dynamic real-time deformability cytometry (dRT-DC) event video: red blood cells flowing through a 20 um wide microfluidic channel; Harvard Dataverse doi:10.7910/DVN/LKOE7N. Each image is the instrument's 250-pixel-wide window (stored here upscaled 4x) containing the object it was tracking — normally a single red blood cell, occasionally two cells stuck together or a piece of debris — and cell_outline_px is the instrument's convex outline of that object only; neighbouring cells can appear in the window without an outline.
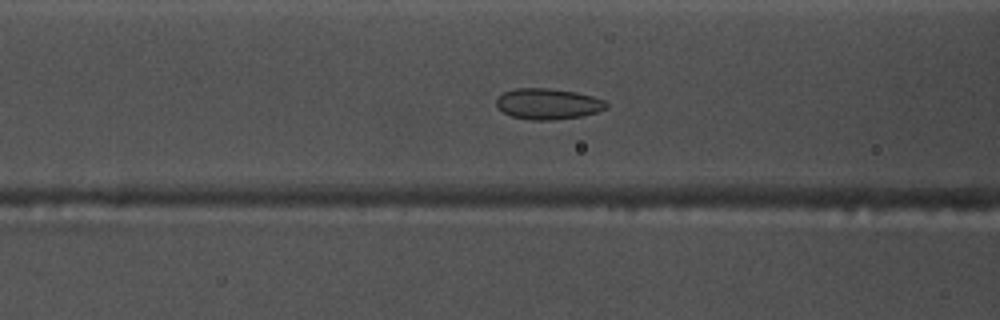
{"species": "common noctule bat (a hibernating species)", "species_latin": "Nyctalus noctula", "temperature_condition": "warm", "stored_images_in_passage": 41, "camera_frame_rate_fps": 3000, "um_per_image_px": 0.085, "animal": {"sex": "male", "body_mass_g": 17.5, "forearm_length_mm": 52.3}, "frame": {"image": 1, "passage_image": 8, "time_ms": 2.333, "image_size_px": [1000, 320], "cell_outline_px": [[608, 108], [596, 112], [580, 116], [552, 120], [532, 120], [512, 116], [496, 108], [496, 100], [504, 92], [516, 88], [548, 88], [576, 92], [592, 96], [604, 100], [608, 104]], "centroid_in_image_um": [46.57, 8.83], "position_along_channel_um": 120.0, "area_um2": 19.71}}
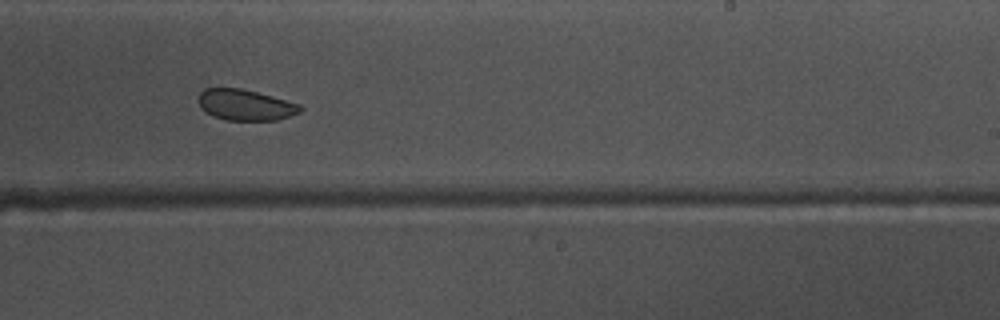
{"frame": {"image": 2, "passage_image": 20, "time_ms": 6.333, "image_size_px": [1000, 320], "cell_outline_px": [[304, 108], [300, 112], [276, 120], [228, 120], [212, 116], [200, 108], [196, 100], [200, 92], [204, 88], [240, 88], [272, 96], [300, 104]], "centroid_in_image_um": [20.81, 8.91], "position_along_channel_um": 268.2, "area_um2": 18.44}}
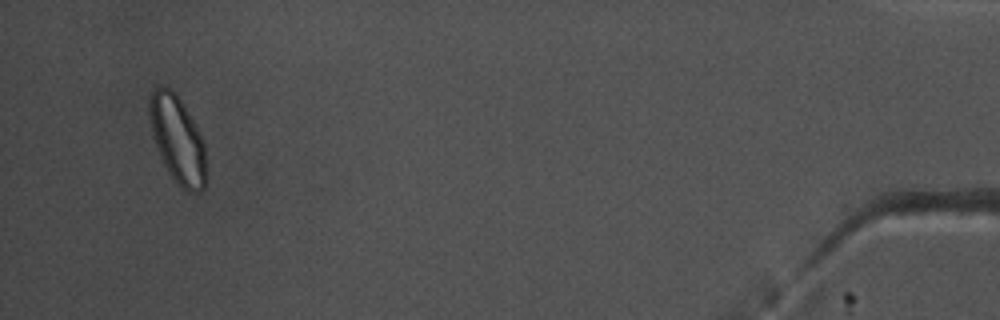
{"frame": {"image": 3, "passage_image": 39, "time_ms": 12.667, "image_size_px": [1000, 320], "cell_outline_px": [[208, 180], [204, 188], [200, 192], [188, 192], [180, 188], [176, 184], [168, 172], [160, 156], [152, 132], [148, 112], [148, 100], [152, 88], [160, 84], [176, 92], [192, 120], [204, 144]], "centroid_in_image_um": [15.09, 11.89], "position_along_channel_um": 420.1, "area_um2": 29.19}, "authors_computed_cell_mechanics": {"area_um2": 19.9988, "velocity_mm_per_s": 3.7115, "shape_relaxation_time_tau1_ms": null, "shape_relaxation_time_tau2_ms": 1.2076, "deformation_change_tau1": null, "deformation_change_tau2": 0.0595}}